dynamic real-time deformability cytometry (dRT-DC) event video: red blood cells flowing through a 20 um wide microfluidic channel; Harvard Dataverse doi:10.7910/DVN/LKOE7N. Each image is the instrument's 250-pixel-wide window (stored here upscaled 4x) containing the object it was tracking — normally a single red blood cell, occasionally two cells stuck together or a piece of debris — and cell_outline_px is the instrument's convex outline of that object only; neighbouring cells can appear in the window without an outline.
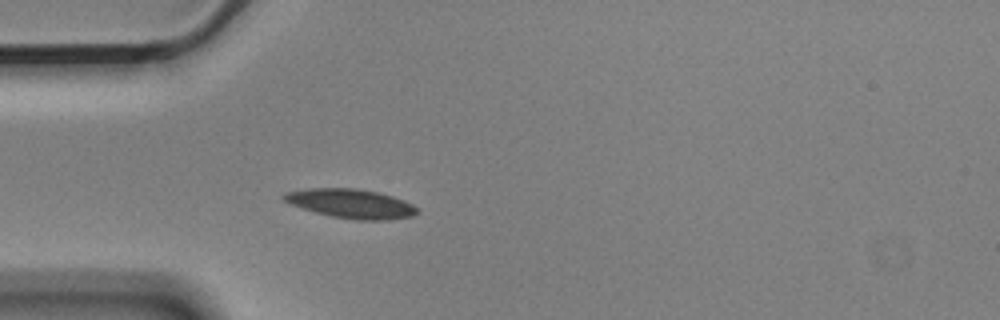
{"species": "Egyptian fruit bat (a non-hibernating species)", "species_latin": "Rousettus aegyptiacus", "temperature_condition": "cold", "stored_images_in_passage": 41, "camera_frame_rate_fps": 3000, "um_per_image_px": 0.085, "animal": {"sex": "male"}, "frame": {"image": 1, "passage_image": 1, "time_ms": 0.0, "image_size_px": [1000, 320], "cell_outline_px": [[420, 212], [412, 216], [388, 220], [356, 220], [332, 216], [316, 212], [280, 200], [280, 196], [284, 192], [308, 188], [356, 188], [376, 192], [392, 196], [404, 200], [420, 208]], "centroid_in_image_um": [29.84, 17.3], "position_along_channel_um": 55.2, "area_um2": 22.77}}
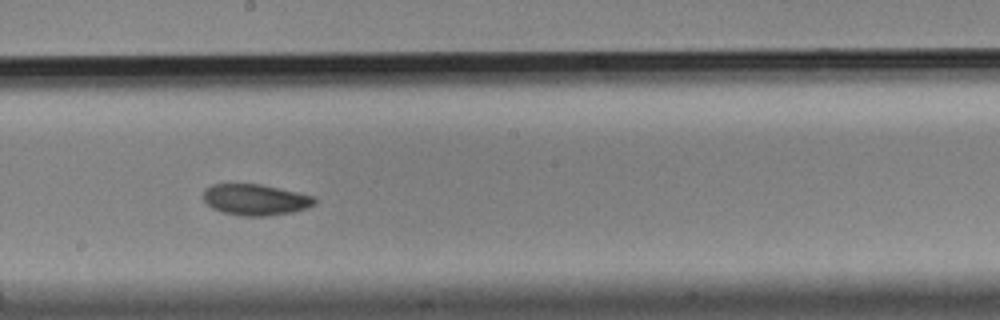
{"frame": {"image": 2, "passage_image": 16, "time_ms": 5.0, "image_size_px": [1000, 320], "cell_outline_px": [[316, 204], [308, 208], [292, 212], [264, 216], [240, 216], [220, 212], [212, 208], [204, 200], [204, 188], [212, 184], [260, 184], [316, 196]], "centroid_in_image_um": [21.72, 16.98], "position_along_channel_um": 226.5, "area_um2": 20.35}}
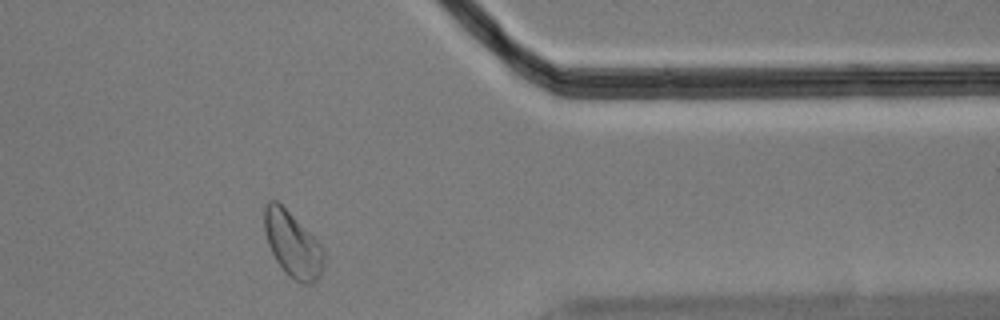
{"frame": {"image": 3, "passage_image": 31, "time_ms": 10.0, "image_size_px": [1000, 320], "cell_outline_px": [[324, 264], [320, 276], [312, 284], [304, 284], [292, 280], [288, 276], [276, 260], [268, 244], [264, 232], [264, 204], [268, 200], [276, 200], [324, 248]], "centroid_in_image_um": [24.86, 20.81], "position_along_channel_um": 386.5, "area_um2": 22.48}, "authors_computed_cell_mechanics": {"area_um2": 21.2126, "velocity_mm_per_s": 3.5203, "shape_relaxation_time_tau1_ms": 3.9799, "shape_relaxation_time_tau2_ms": 4.7828, "deformation_change_tau1": 0.1146, "deformation_change_tau2": 0.0848}}